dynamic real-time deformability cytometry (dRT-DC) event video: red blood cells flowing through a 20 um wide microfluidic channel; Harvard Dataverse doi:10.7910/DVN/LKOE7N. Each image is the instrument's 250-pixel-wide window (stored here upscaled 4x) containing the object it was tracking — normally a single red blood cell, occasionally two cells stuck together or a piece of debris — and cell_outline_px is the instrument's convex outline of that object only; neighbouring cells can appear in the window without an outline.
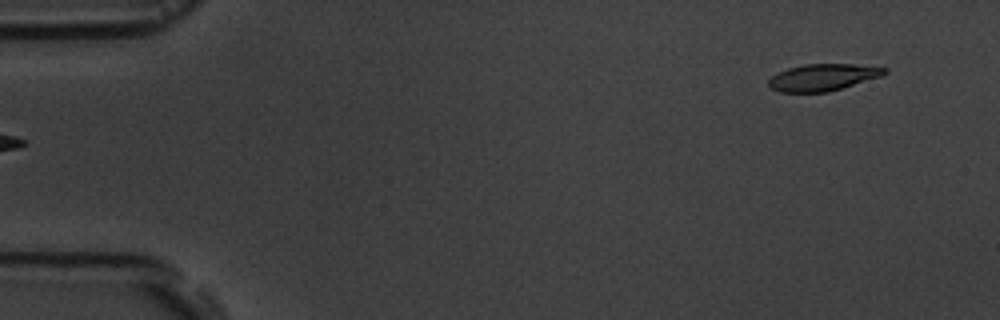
{"species": "common noctule bat (a hibernating species)", "species_latin": "Nyctalus noctula", "temperature_condition": "room temperature", "stored_images_in_passage": 6, "segment_of_instrument_passage": [2, 2], "camera_frame_rate_fps": 3000, "um_per_image_px": 0.085, "animal": {"sex": "male", "body_mass_g": 19.5, "forearm_length_mm": 54.6}, "frame": {"image": 1, "passage_image": 6, "time_ms": 5.667, "image_size_px": [1000, 320], "cell_outline_px": [[888, 72], [880, 76], [828, 92], [780, 92], [772, 88], [768, 84], [768, 80], [772, 76], [788, 68], [804, 64], [852, 64], [888, 68]], "centroid_in_image_um": [69.93, 6.57], "position_along_channel_um": 15.1, "area_um2": 17.86}}